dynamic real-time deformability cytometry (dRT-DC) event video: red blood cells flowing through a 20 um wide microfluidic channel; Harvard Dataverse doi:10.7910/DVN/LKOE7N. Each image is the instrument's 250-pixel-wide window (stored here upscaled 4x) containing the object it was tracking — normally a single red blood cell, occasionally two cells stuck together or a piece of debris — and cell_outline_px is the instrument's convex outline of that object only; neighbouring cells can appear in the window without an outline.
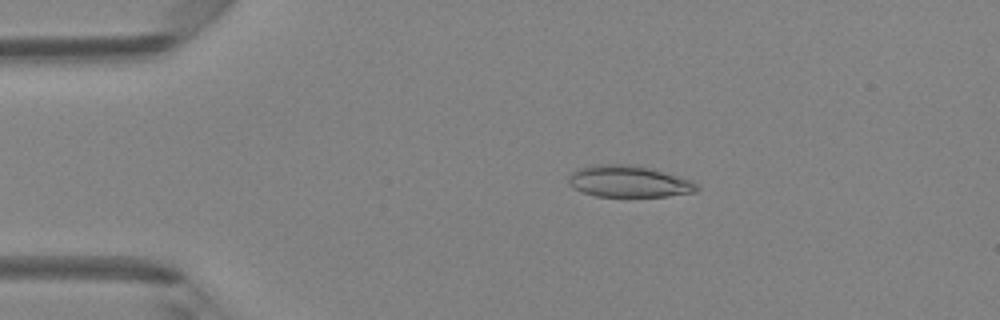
{"species": "Egyptian fruit bat (a non-hibernating species)", "species_latin": "Rousettus aegyptiacus", "temperature_condition": "room temperature", "stored_images_in_passage": 44, "camera_frame_rate_fps": 3000, "um_per_image_px": 0.085, "animal": {"sex": "female"}, "frame": {"image": 1, "passage_image": 5, "time_ms": 1.333, "image_size_px": [1000, 320], "cell_outline_px": [[700, 188], [696, 192], [668, 196], [596, 196], [580, 192], [572, 188], [568, 184], [568, 176], [572, 172], [580, 168], [596, 164], [628, 164], [648, 168], [692, 180]], "centroid_in_image_um": [53.4, 15.43], "position_along_channel_um": 31.6, "area_um2": 23.58}}
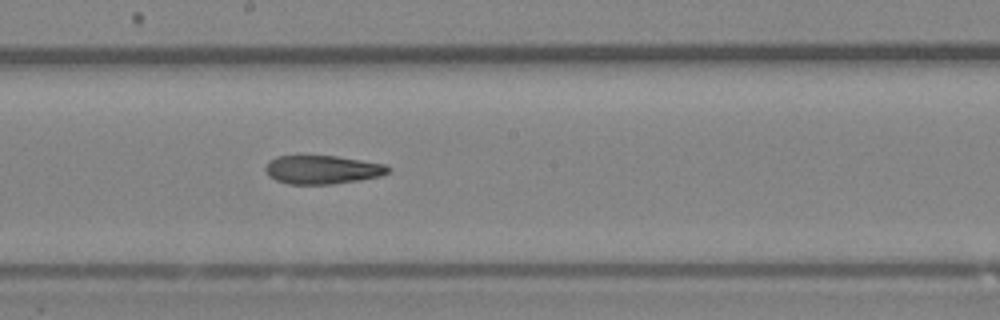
{"frame": {"image": 2, "passage_image": 22, "time_ms": 7.0, "image_size_px": [1000, 320], "cell_outline_px": [[392, 168], [388, 172], [380, 176], [360, 180], [332, 184], [288, 184], [276, 180], [268, 176], [264, 168], [268, 160], [276, 156], [336, 156], [384, 164]], "centroid_in_image_um": [27.36, 14.42], "position_along_channel_um": 220.8, "area_um2": 20.46}}
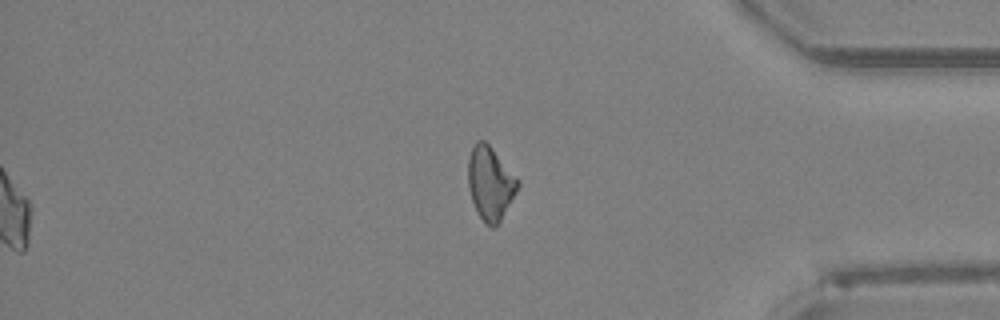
{"frame": {"image": 3, "passage_image": 36, "time_ms": 11.667, "image_size_px": [1000, 320], "cell_outline_px": [[520, 184], [516, 192], [496, 228], [492, 228], [480, 216], [472, 200], [468, 188], [468, 156], [476, 140], [484, 140], [492, 148], [520, 180]], "centroid_in_image_um": [41.67, 15.55], "position_along_channel_um": 393.5, "area_um2": 21.1}, "authors_computed_cell_mechanics": {"area_um2": 21.8773, "velocity_mm_per_s": 4.2341, "shape_relaxation_time_tau1_ms": null, "shape_relaxation_time_tau2_ms": 7.3392, "deformation_change_tau1": null, "deformation_change_tau2": 0.1759}}